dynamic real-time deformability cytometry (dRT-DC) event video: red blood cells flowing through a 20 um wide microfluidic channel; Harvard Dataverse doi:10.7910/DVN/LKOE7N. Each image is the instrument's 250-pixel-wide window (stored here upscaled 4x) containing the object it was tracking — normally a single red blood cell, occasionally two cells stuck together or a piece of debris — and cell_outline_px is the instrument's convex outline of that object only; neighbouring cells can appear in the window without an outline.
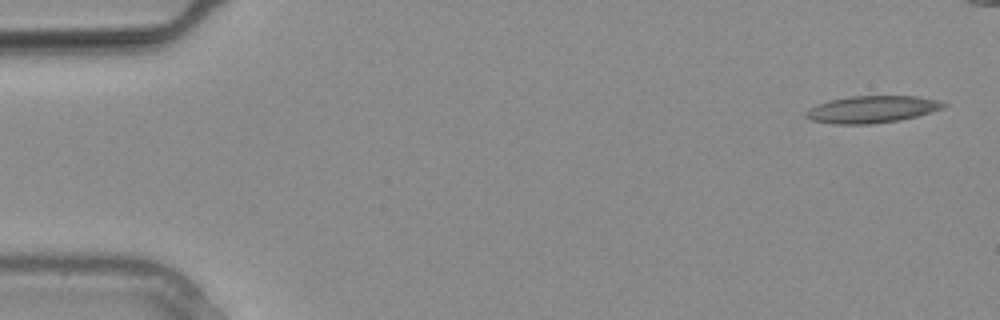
{"species": "common noctule bat (a hibernating species)", "species_latin": "Nyctalus noctula", "temperature_condition": "warm", "stored_images_in_passage": 16, "camera_frame_rate_fps": 3000, "um_per_image_px": 0.085, "animal": {"sex": "male", "body_mass_g": 20.4}, "frame": {"image": 1, "passage_image": 1, "time_ms": 0.0, "image_size_px": [1000, 320], "cell_outline_px": [[948, 104], [944, 108], [916, 116], [900, 120], [872, 124], [836, 124], [812, 120], [804, 116], [804, 112], [808, 108], [816, 104], [828, 100], [852, 96], [916, 96], [936, 100]], "centroid_in_image_um": [74.07, 9.29], "position_along_channel_um": 10.9, "area_um2": 21.73}}